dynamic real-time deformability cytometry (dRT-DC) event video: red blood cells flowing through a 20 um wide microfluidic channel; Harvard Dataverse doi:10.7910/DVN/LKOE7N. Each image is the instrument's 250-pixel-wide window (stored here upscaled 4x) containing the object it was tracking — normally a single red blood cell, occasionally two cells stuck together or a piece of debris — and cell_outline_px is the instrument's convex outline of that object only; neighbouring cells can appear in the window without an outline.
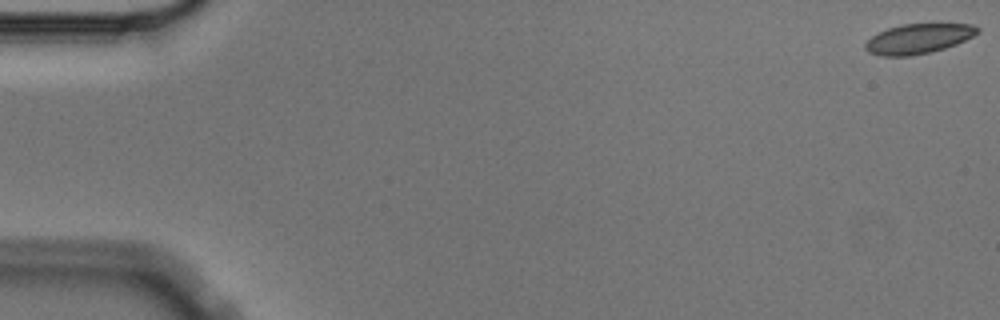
{"species": "Egyptian fruit bat (a non-hibernating species)", "species_latin": "Rousettus aegyptiacus", "temperature_condition": "cold", "stored_images_in_passage": 5, "camera_frame_rate_fps": 3000, "um_per_image_px": 0.085, "animal": {"sex": "male"}, "frame": {"image": 1, "passage_image": 1, "time_ms": 0.0, "image_size_px": [1000, 320], "cell_outline_px": [[980, 32], [956, 44], [944, 48], [928, 52], [908, 56], [880, 56], [868, 52], [864, 48], [864, 44], [872, 36], [888, 28], [900, 24], [972, 24], [980, 28]], "centroid_in_image_um": [78.04, 3.29], "position_along_channel_um": 7.0, "area_um2": 19.36}}
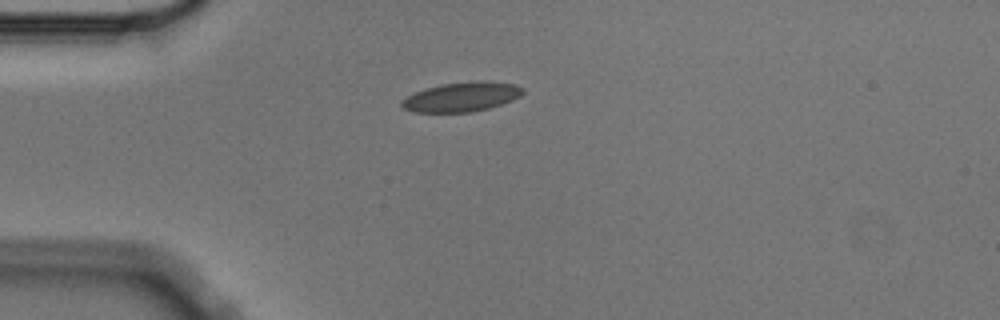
{"frame": {"image": 2, "passage_image": 5, "time_ms": 1.333, "image_size_px": [1000, 320], "cell_outline_px": [[524, 92], [520, 96], [512, 100], [488, 108], [472, 112], [412, 112], [404, 108], [400, 104], [400, 100], [424, 88], [440, 84], [472, 80], [484, 80], [516, 84], [524, 88]], "centroid_in_image_um": [39.24, 8.21], "position_along_channel_um": 45.8, "area_um2": 21.04}}